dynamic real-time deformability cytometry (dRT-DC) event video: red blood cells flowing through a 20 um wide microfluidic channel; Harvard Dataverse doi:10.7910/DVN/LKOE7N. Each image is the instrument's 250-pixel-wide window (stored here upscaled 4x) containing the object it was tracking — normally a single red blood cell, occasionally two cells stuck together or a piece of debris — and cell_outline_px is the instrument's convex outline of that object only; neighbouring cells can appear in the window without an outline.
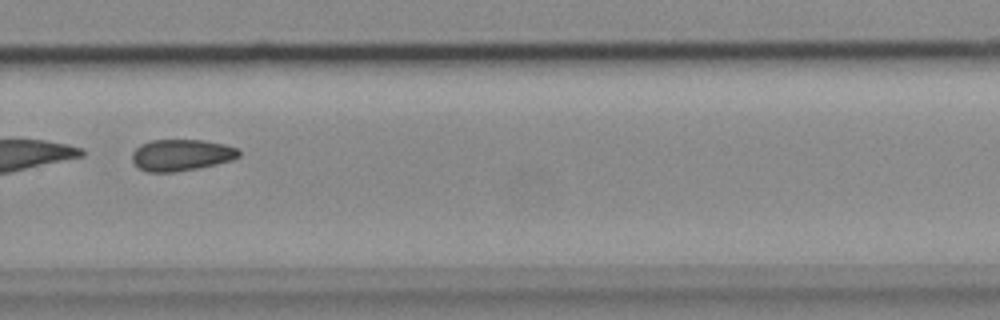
{"species": "common noctule bat (a hibernating species)", "species_latin": "Nyctalus noctula", "temperature_condition": "cold", "stored_images_in_passage": 48, "camera_frame_rate_fps": 3000, "um_per_image_px": 0.085, "animal": {"sex": "female", "body_mass_g": 18.4}, "frame": {"image": 1, "passage_image": 32, "time_ms": 10.333, "image_size_px": [1000, 320], "cell_outline_px": [[240, 156], [232, 160], [216, 164], [196, 168], [172, 172], [148, 172], [140, 168], [132, 160], [132, 152], [140, 144], [152, 140], [204, 140], [224, 144], [240, 148]], "centroid_in_image_um": [15.43, 13.16], "position_along_channel_um": 314.4, "area_um2": 19.59}}